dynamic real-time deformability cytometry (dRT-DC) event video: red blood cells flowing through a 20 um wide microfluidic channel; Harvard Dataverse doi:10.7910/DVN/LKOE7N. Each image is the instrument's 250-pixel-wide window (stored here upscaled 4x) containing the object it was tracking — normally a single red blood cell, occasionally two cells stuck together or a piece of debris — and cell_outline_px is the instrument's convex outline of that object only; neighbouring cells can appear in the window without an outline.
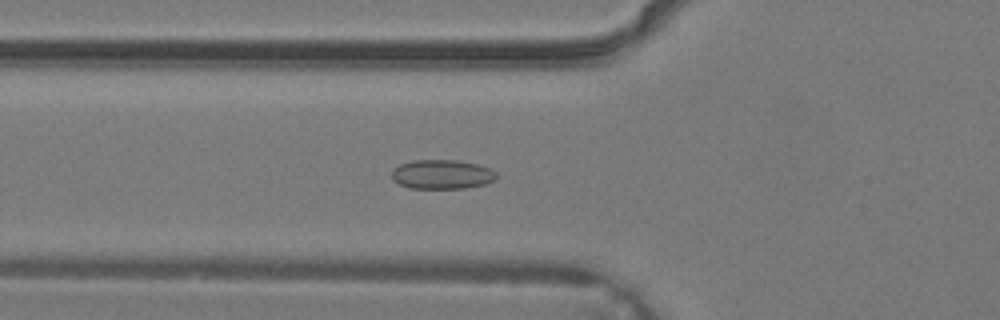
{"species": "common noctule bat (a hibernating species)", "species_latin": "Nyctalus noctula", "temperature_condition": "warm", "stored_images_in_passage": 38, "camera_frame_rate_fps": 3000, "um_per_image_px": 0.085, "animal": {"sex": "male", "body_mass_g": 19.2, "forearm_length_mm": 51.8}, "frame": {"image": 1, "passage_image": 14, "time_ms": 4.333, "image_size_px": [1000, 320], "cell_outline_px": [[496, 176], [492, 180], [484, 184], [464, 188], [408, 188], [392, 180], [392, 168], [400, 164], [412, 160], [456, 160], [476, 164], [488, 168], [496, 172]], "centroid_in_image_um": [37.5, 14.81], "position_along_channel_um": 88.3, "area_um2": 17.74}}
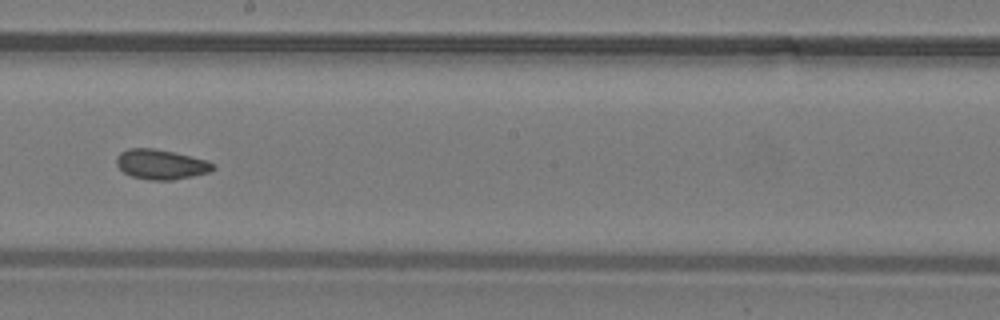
{"frame": {"image": 2, "passage_image": 22, "time_ms": 7.0, "image_size_px": [1000, 320], "cell_outline_px": [[216, 168], [212, 172], [172, 180], [152, 180], [132, 176], [124, 172], [116, 164], [116, 156], [120, 152], [128, 148], [156, 148], [208, 160], [216, 164]], "centroid_in_image_um": [13.72, 13.96], "position_along_channel_um": 234.5, "area_um2": 16.99}}
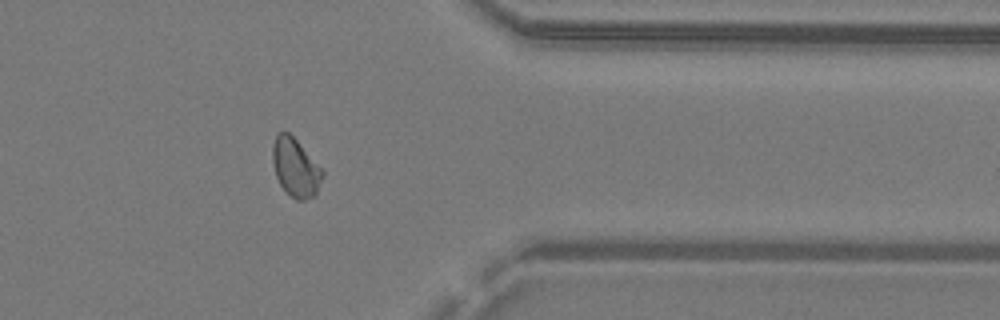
{"frame": {"image": 3, "passage_image": 31, "time_ms": 10.0, "image_size_px": [1000, 320], "cell_outline_px": [[324, 176], [316, 192], [312, 196], [304, 200], [296, 200], [280, 184], [276, 176], [272, 160], [272, 148], [276, 132], [288, 132], [296, 140], [324, 172]], "centroid_in_image_um": [25.09, 14.23], "position_along_channel_um": 386.3, "area_um2": 16.59}}